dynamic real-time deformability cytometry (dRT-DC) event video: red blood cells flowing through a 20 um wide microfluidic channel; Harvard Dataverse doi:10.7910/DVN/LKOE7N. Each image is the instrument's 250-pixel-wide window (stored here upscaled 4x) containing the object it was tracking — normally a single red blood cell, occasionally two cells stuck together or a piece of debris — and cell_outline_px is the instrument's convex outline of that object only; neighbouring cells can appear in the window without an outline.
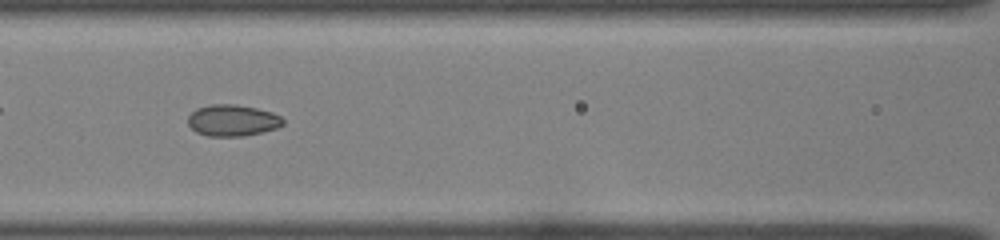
{"species": "common noctule bat (a hibernating species)", "species_latin": "Nyctalus noctula", "temperature_condition": "room temperature", "stored_images_in_passage": 38, "camera_frame_rate_fps": 3000, "um_per_image_px": 0.085, "animal": {"sex": "female", "body_mass_g": 22.0, "forearm_length_mm": 56.7}, "frame": {"image": 1, "passage_image": 12, "time_ms": 3.667, "image_size_px": [1000, 240], "cell_outline_px": [[284, 124], [276, 128], [244, 136], [208, 136], [196, 132], [188, 124], [188, 116], [196, 108], [212, 104], [236, 104], [256, 108], [272, 112], [280, 116], [284, 120]], "centroid_in_image_um": [19.75, 10.23], "position_along_channel_um": 146.8, "area_um2": 17.4}}
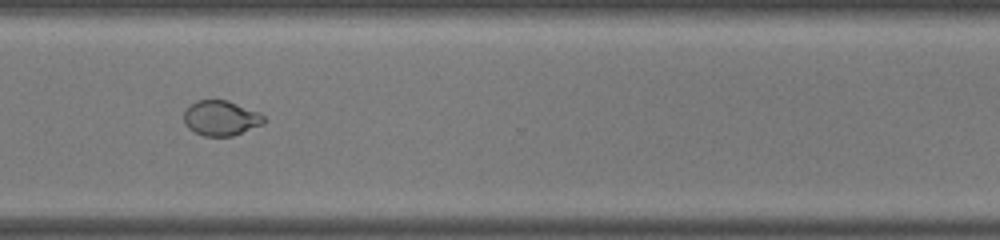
{"frame": {"image": 2, "passage_image": 27, "time_ms": 8.667, "image_size_px": [1000, 240], "cell_outline_px": [[264, 124], [232, 136], [204, 136], [188, 128], [184, 124], [184, 112], [196, 100], [228, 100], [260, 112], [264, 116]], "centroid_in_image_um": [18.79, 10.03], "position_along_channel_um": 351.8, "area_um2": 16.36}, "authors_computed_cell_mechanics": {"area_um2": 17.4845, "velocity_mm_per_s": 4.0975, "shape_relaxation_time_tau1_ms": null, "shape_relaxation_time_tau2_ms": 0.8667, "deformation_change_tau1": null, "deformation_change_tau2": 0.0416}}